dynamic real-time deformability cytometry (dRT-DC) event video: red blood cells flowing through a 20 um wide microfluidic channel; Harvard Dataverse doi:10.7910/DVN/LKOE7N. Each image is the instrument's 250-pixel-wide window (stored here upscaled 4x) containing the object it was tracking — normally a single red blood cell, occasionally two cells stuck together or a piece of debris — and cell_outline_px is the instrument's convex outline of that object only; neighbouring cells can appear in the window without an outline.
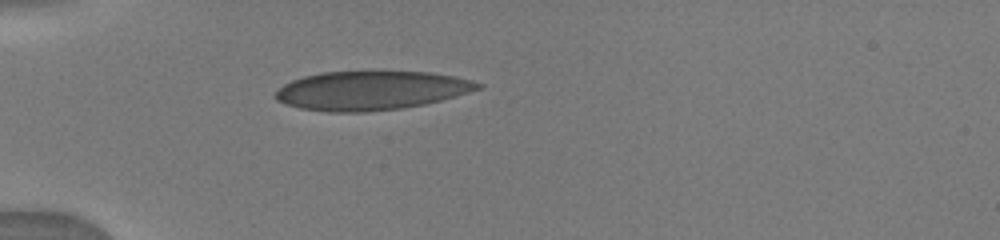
{"species": "human", "species_latin": "Homo sapiens", "temperature_condition": "warm", "stored_images_in_passage": 35, "camera_frame_rate_fps": 3000, "um_per_image_px": 0.085, "donor": {"sex": "male"}, "frame": {"image": 1, "passage_image": 1, "time_ms": 0.0, "image_size_px": [1000, 240], "cell_outline_px": [[484, 88], [440, 100], [424, 104], [400, 108], [364, 112], [324, 112], [300, 108], [276, 100], [276, 92], [284, 84], [292, 80], [304, 76], [320, 72], [428, 72], [452, 76], [472, 80], [484, 84]], "centroid_in_image_um": [31.55, 7.7], "position_along_channel_um": 53.4, "area_um2": 45.6}}
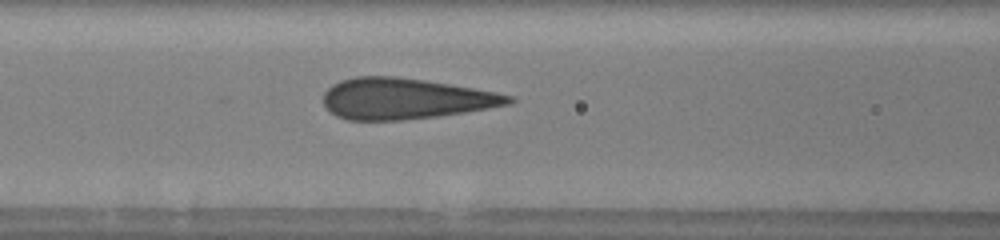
{"frame": {"image": 2, "passage_image": 8, "time_ms": 2.333, "image_size_px": [1000, 240], "cell_outline_px": [[516, 100], [512, 104], [464, 112], [436, 116], [404, 120], [348, 120], [336, 116], [328, 112], [324, 104], [324, 92], [332, 84], [340, 80], [356, 76], [396, 76], [424, 80], [496, 92], [512, 96]], "centroid_in_image_um": [34.4, 8.39], "position_along_channel_um": 132.2, "area_um2": 44.22}}
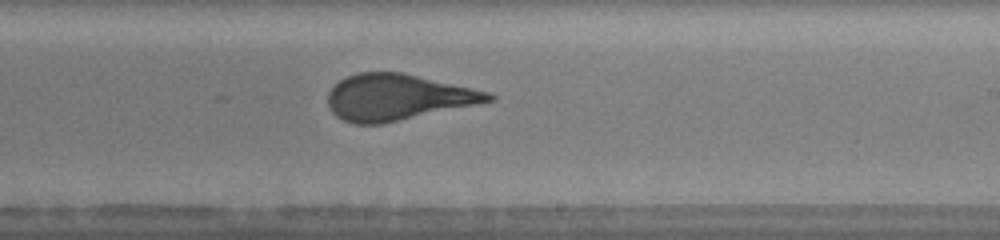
{"frame": {"image": 3, "passage_image": 22, "time_ms": 5.333, "image_size_px": [1000, 240], "cell_outline_px": [[496, 100], [384, 124], [352, 124], [336, 116], [328, 108], [328, 92], [340, 80], [356, 72], [400, 72], [472, 88], [488, 92], [496, 96]], "centroid_in_image_um": [33.77, 8.28], "position_along_channel_um": 255.2, "area_um2": 43.06}}